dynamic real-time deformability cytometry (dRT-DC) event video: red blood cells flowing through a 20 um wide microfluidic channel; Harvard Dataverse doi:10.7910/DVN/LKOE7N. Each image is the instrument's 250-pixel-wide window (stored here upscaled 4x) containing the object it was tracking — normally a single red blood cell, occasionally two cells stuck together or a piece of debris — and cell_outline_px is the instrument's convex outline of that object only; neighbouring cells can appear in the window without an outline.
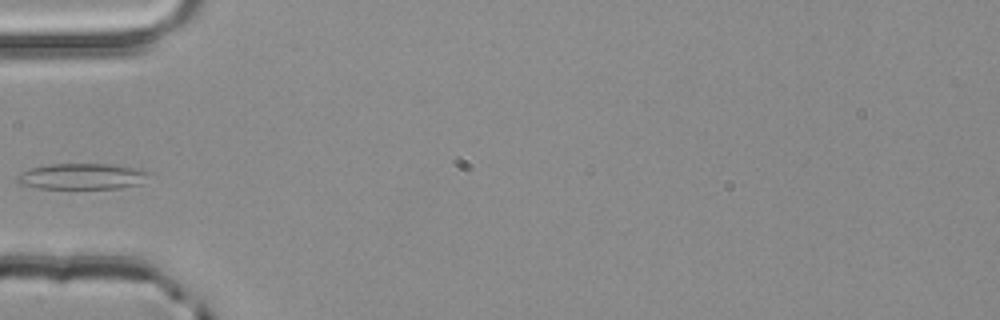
{"species": "common noctule bat (a hibernating species)", "species_latin": "Nyctalus noctula", "temperature_condition": "room temperature", "stored_images_in_passage": 3, "camera_frame_rate_fps": 3000, "um_per_image_px": 0.085, "animal": {"sex": "male", "body_mass_g": 20.4}, "frame": {"image": 1, "passage_image": 3, "time_ms": 0.667, "image_size_px": [1000, 320], "cell_outline_px": [[152, 172], [140, 184], [120, 188], [36, 188], [16, 184], [16, 176], [20, 172], [28, 168], [48, 164], [112, 164], [140, 168]], "centroid_in_image_um": [6.94, 14.98], "position_along_channel_um": 78.1, "area_um2": 20.29}}